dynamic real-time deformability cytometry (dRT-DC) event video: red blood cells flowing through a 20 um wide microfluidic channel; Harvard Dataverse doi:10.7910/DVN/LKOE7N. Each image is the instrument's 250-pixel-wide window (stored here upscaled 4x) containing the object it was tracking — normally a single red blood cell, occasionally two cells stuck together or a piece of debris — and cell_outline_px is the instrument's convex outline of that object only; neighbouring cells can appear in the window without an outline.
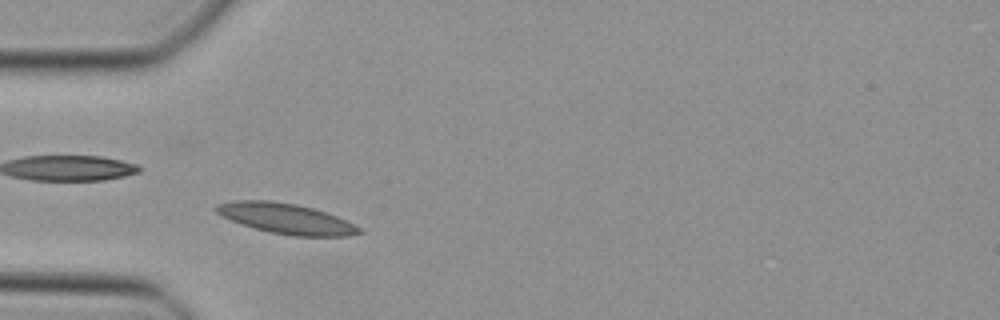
{"species": "Egyptian fruit bat (a non-hibernating species)", "species_latin": "Rousettus aegyptiacus", "temperature_condition": "cold", "stored_images_in_passage": 39, "camera_frame_rate_fps": 3000, "um_per_image_px": 0.085, "animal": {"sex": "female"}, "frame": {"image": 1, "passage_image": 6, "time_ms": 1.667, "image_size_px": [1000, 320], "cell_outline_px": [[364, 232], [348, 236], [292, 236], [268, 232], [220, 216], [212, 208], [216, 204], [232, 200], [272, 200], [296, 204], [312, 208], [336, 216], [360, 228]], "centroid_in_image_um": [24.26, 18.57], "position_along_channel_um": 60.7, "area_um2": 25.2}}
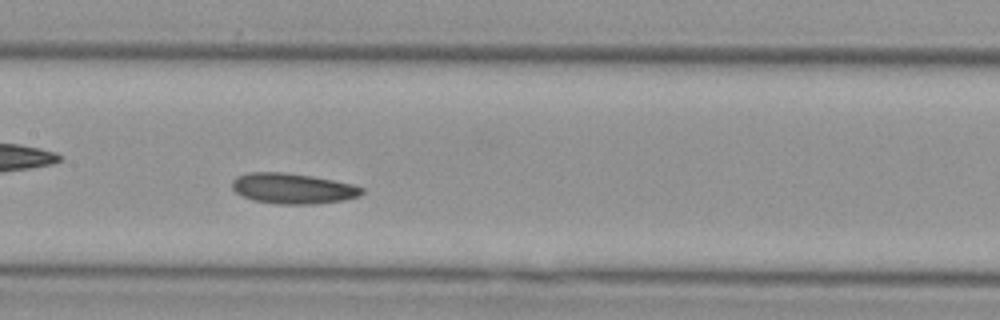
{"frame": {"image": 2, "passage_image": 15, "time_ms": 4.667, "image_size_px": [1000, 320], "cell_outline_px": [[364, 192], [360, 196], [344, 200], [312, 204], [280, 204], [252, 200], [236, 192], [232, 188], [232, 180], [236, 176], [248, 172], [284, 172], [312, 176], [352, 184], [364, 188]], "centroid_in_image_um": [24.88, 16.01], "position_along_channel_um": 182.5, "area_um2": 23.06}}
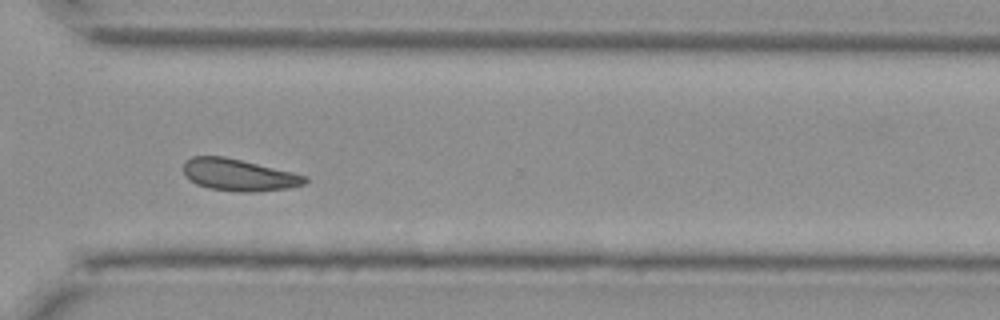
{"frame": {"image": 3, "passage_image": 27, "time_ms": 8.667, "image_size_px": [1000, 320], "cell_outline_px": [[308, 180], [304, 184], [288, 188], [256, 192], [240, 192], [208, 188], [196, 184], [184, 176], [184, 160], [192, 156], [224, 156], [292, 172], [308, 176]], "centroid_in_image_um": [20.27, 14.87], "position_along_channel_um": 350.3, "area_um2": 22.66}}